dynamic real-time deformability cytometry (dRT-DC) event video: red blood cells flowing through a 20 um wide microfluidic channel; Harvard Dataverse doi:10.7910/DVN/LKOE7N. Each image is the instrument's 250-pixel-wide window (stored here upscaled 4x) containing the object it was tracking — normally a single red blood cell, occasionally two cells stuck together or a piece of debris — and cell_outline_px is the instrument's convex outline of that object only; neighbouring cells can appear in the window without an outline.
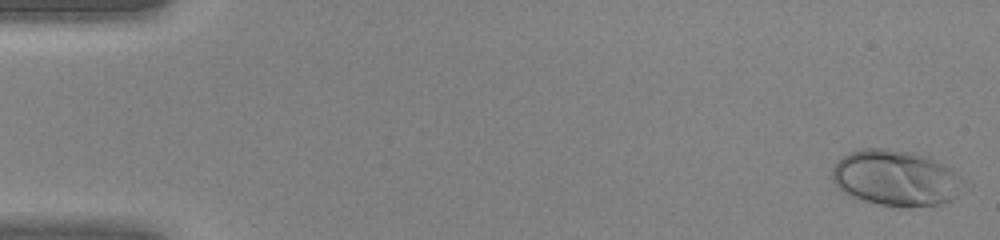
{"species": "human", "species_latin": "Homo sapiens", "temperature_condition": "warm", "stored_images_in_passage": 45, "camera_frame_rate_fps": 3000, "um_per_image_px": 0.085, "donor": {"sex": "female"}, "frame": {"image": 1, "passage_image": 1, "time_ms": 0.0, "image_size_px": [1000, 240], "cell_outline_px": [[972, 188], [952, 200], [940, 204], [908, 208], [880, 204], [864, 200], [852, 196], [844, 192], [832, 180], [832, 168], [836, 160], [848, 152], [864, 148], [888, 148], [912, 152], [928, 156], [944, 164], [960, 176]], "centroid_in_image_um": [76.23, 15.13], "position_along_channel_um": 8.8, "area_um2": 43.7}}
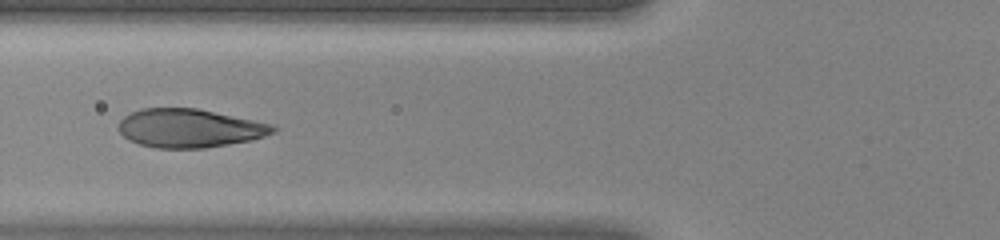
{"frame": {"image": 2, "passage_image": 18, "time_ms": 5.667, "image_size_px": [1000, 240], "cell_outline_px": [[280, 128], [276, 132], [252, 140], [204, 148], [156, 148], [140, 144], [128, 140], [116, 128], [120, 120], [124, 116], [140, 108], [196, 108], [276, 124]], "centroid_in_image_um": [16.14, 10.89], "position_along_channel_um": 109.7, "area_um2": 35.08}}
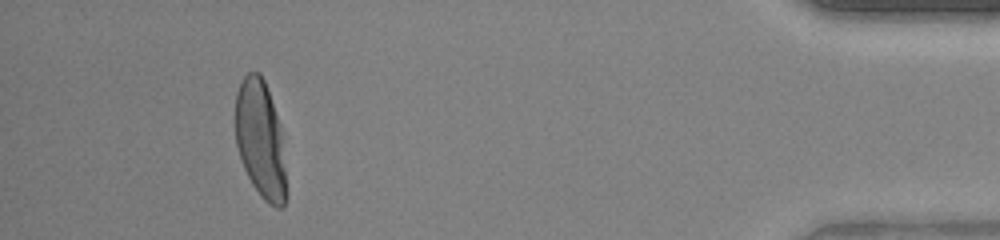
{"frame": {"image": 3, "passage_image": 42, "time_ms": 13.667, "image_size_px": [1000, 240], "cell_outline_px": [[288, 192], [284, 208], [276, 208], [268, 204], [260, 196], [252, 184], [244, 168], [236, 144], [236, 92], [244, 76], [248, 72], [260, 72], [264, 80], [276, 116], [280, 132]], "centroid_in_image_um": [22.14, 11.93], "position_along_channel_um": 413.1, "area_um2": 34.56}}